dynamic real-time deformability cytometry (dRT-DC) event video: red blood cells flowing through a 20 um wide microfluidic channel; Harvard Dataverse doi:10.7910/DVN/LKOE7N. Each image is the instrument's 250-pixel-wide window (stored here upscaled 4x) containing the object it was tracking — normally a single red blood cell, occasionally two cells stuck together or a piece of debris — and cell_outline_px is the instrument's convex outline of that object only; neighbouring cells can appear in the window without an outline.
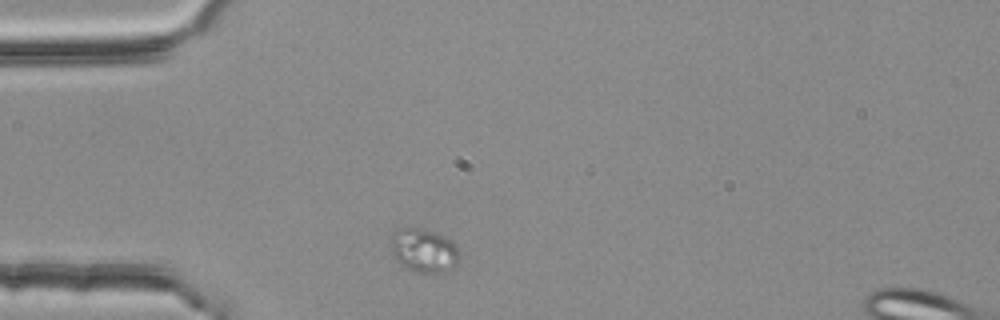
{"species": "common noctule bat (a hibernating species)", "species_latin": "Nyctalus noctula", "temperature_condition": "room temperature", "stored_images_in_passage": 35, "camera_frame_rate_fps": 3000, "um_per_image_px": 0.085, "animal": {"sex": "female", "body_mass_g": 25.1}, "frame": {"image": 1, "passage_image": 1, "time_ms": 0.0, "image_size_px": [1000, 320], "cell_outline_px": [[460, 256], [456, 264], [452, 268], [444, 272], [416, 272], [404, 268], [396, 260], [388, 244], [392, 232], [400, 228], [416, 228], [432, 232], [444, 236], [452, 240], [456, 244], [460, 252]], "centroid_in_image_um": [36.0, 21.29], "position_along_channel_um": 49.0, "area_um2": 17.74}}